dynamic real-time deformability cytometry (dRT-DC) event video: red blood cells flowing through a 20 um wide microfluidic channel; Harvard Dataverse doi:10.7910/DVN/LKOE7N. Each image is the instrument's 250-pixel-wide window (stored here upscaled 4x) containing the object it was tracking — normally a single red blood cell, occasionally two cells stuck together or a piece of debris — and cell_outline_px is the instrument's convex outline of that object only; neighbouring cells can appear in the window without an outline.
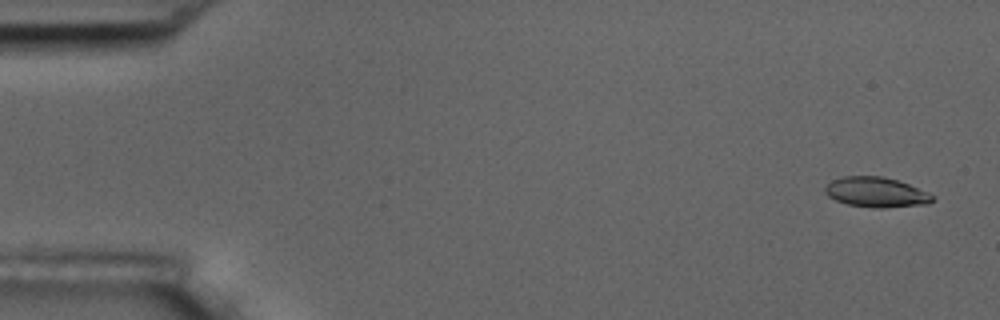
{"species": "common noctule bat (a hibernating species)", "species_latin": "Nyctalus noctula", "temperature_condition": "room temperature", "stored_images_in_passage": 13, "camera_frame_rate_fps": 3000, "um_per_image_px": 0.085, "animal": {"sex": "male", "body_mass_g": 17.5, "forearm_length_mm": 52.3}, "frame": {"image": 1, "passage_image": 3, "time_ms": 0.667, "image_size_px": [1000, 320], "cell_outline_px": [[936, 196], [928, 204], [884, 208], [872, 208], [848, 204], [836, 200], [828, 196], [824, 192], [824, 188], [832, 180], [844, 176], [880, 176], [896, 180], [908, 184]], "centroid_in_image_um": [74.46, 16.35], "position_along_channel_um": 10.5, "area_um2": 18.73}}